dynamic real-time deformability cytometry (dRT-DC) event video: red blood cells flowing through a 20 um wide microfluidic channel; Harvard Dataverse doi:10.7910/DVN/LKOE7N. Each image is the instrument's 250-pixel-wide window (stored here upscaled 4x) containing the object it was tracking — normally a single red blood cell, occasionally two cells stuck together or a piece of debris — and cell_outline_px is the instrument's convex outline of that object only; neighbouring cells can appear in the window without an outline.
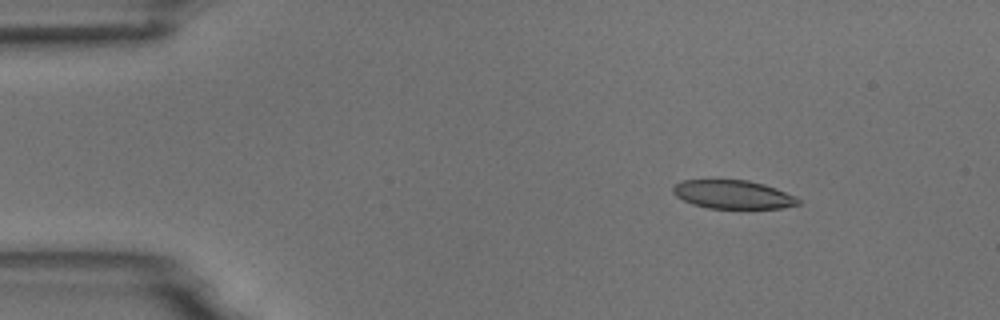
{"species": "common noctule bat (a hibernating species)", "species_latin": "Nyctalus noctula", "temperature_condition": "room temperature", "stored_images_in_passage": 8, "camera_frame_rate_fps": 3000, "um_per_image_px": 0.085, "animal": {"sex": "male", "body_mass_g": 18.8}, "frame": {"image": 1, "passage_image": 2, "time_ms": 2.333, "image_size_px": [1000, 320], "cell_outline_px": [[800, 204], [780, 208], [708, 208], [692, 204], [676, 196], [672, 192], [672, 184], [680, 180], [748, 180], [764, 184], [776, 188], [796, 196], [800, 200]], "centroid_in_image_um": [62.27, 16.52], "position_along_channel_um": 22.7, "area_um2": 20.92}}
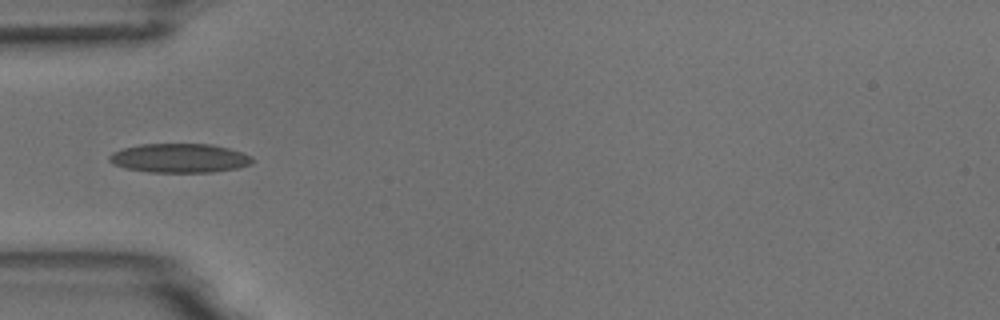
{"frame": {"image": 2, "passage_image": 5, "time_ms": 5.667, "image_size_px": [1000, 320], "cell_outline_px": [[256, 160], [252, 164], [236, 168], [212, 172], [148, 172], [128, 168], [112, 164], [108, 160], [108, 156], [112, 152], [124, 148], [140, 144], [212, 144], [228, 148], [252, 156]], "centroid_in_image_um": [15.27, 13.44], "position_along_channel_um": 69.7, "area_um2": 24.28}}